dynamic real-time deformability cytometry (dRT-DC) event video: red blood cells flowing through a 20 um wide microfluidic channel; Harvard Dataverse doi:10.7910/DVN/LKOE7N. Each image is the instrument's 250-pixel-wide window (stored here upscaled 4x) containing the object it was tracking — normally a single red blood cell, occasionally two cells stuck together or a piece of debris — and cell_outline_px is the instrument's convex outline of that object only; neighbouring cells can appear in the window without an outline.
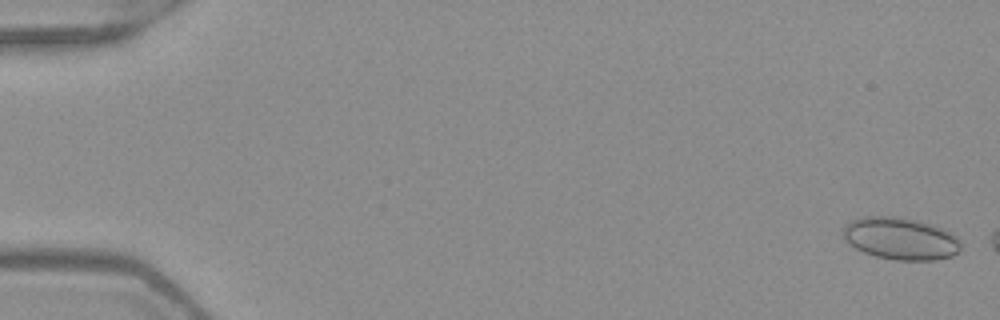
{"species": "Egyptian fruit bat (a non-hibernating species)", "species_latin": "Rousettus aegyptiacus", "temperature_condition": "warm", "stored_images_in_passage": 9, "camera_frame_rate_fps": 3000, "um_per_image_px": 0.085, "frame": {"image": 1, "passage_image": 2, "time_ms": 0.333, "image_size_px": [1000, 320], "cell_outline_px": [[964, 244], [952, 256], [936, 260], [896, 260], [876, 256], [864, 252], [856, 248], [844, 240], [844, 228], [852, 220], [864, 216], [896, 216], [916, 220], [944, 228], [960, 240]], "centroid_in_image_um": [76.57, 20.28], "position_along_channel_um": 8.4, "area_um2": 28.9}}